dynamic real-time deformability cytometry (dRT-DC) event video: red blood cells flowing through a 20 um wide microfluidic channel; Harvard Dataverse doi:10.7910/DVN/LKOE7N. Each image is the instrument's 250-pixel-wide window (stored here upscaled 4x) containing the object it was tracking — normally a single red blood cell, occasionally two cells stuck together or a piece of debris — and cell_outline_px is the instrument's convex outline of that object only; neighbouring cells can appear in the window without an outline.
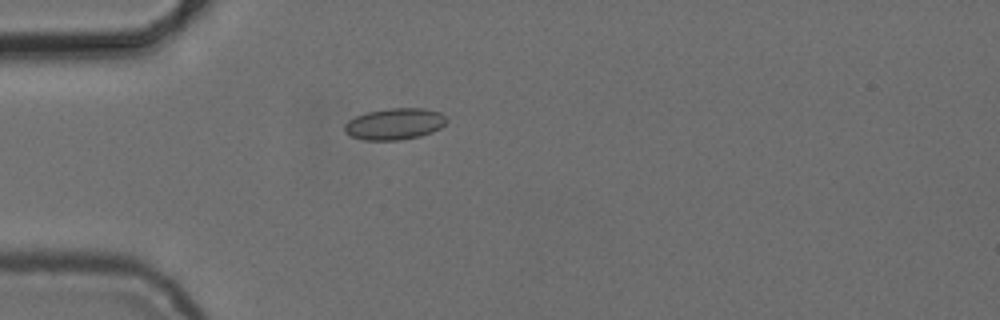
{"species": "common noctule bat (a hibernating species)", "species_latin": "Nyctalus noctula", "temperature_condition": "cold", "stored_images_in_passage": 1, "camera_frame_rate_fps": 3000, "um_per_image_px": 0.085, "animal": {"sex": "female", "body_mass_g": 24.6, "forearm_length_mm": 56.2}, "frame": {"image": 1, "passage_image": 1, "time_ms": 0.0, "image_size_px": [1000, 320], "cell_outline_px": [[448, 120], [440, 128], [432, 132], [420, 136], [400, 140], [364, 140], [352, 136], [344, 132], [344, 124], [348, 120], [356, 116], [368, 112], [388, 108], [424, 108], [440, 112]], "centroid_in_image_um": [33.54, 10.53], "position_along_channel_um": 51.5, "area_um2": 18.73}}